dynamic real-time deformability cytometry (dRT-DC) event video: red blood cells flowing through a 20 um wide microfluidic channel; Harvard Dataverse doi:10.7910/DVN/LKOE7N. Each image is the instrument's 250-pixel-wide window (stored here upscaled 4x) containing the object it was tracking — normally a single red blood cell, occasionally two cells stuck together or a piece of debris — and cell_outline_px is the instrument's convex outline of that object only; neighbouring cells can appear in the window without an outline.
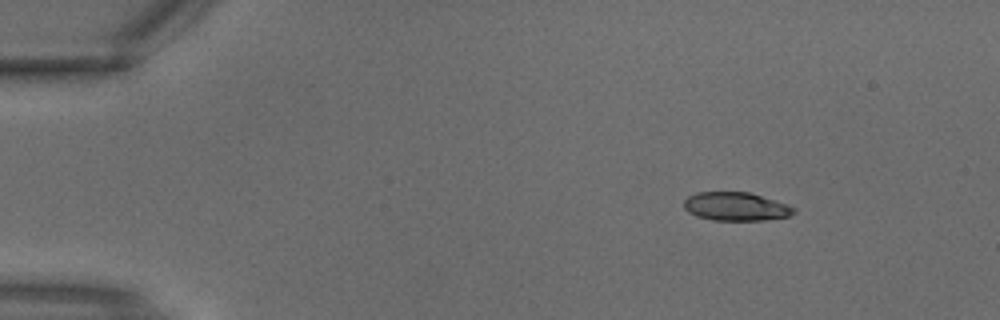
{"species": "common noctule bat (a hibernating species)", "species_latin": "Nyctalus noctula", "temperature_condition": "warm", "stored_images_in_passage": 3, "segment_of_instrument_passage": [1, 2], "camera_frame_rate_fps": 3000, "um_per_image_px": 0.085, "animal": {"sex": "male", "body_mass_g": 18.8}, "frame": {"image": 1, "passage_image": 1, "time_ms": 0.0, "image_size_px": [1000, 320], "cell_outline_px": [[796, 212], [788, 216], [764, 220], [712, 220], [696, 216], [688, 212], [684, 208], [684, 200], [688, 196], [696, 192], [752, 192], [788, 204], [796, 208]], "centroid_in_image_um": [62.56, 17.54], "position_along_channel_um": 22.4, "area_um2": 18.44}}